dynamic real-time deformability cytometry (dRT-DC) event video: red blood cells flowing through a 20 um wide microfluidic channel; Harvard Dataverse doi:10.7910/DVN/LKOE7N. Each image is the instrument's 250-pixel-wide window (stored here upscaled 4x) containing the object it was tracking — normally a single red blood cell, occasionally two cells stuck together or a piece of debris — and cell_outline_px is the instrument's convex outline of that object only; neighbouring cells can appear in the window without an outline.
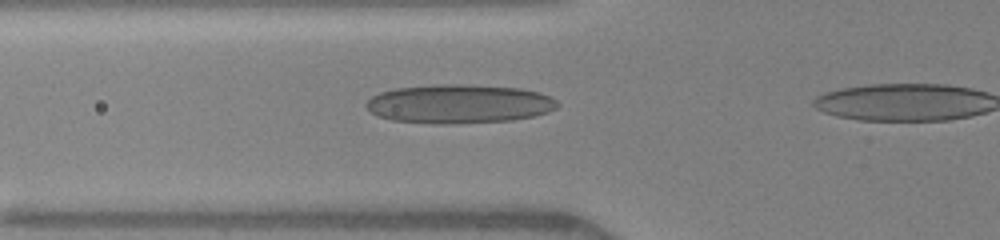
{"species": "human", "species_latin": "Homo sapiens", "temperature_condition": "warm", "stored_images_in_passage": 36, "camera_frame_rate_fps": 3000, "um_per_image_px": 0.085, "donor": {"sex": "female"}, "frame": {"image": 1, "passage_image": 11, "time_ms": 3.333, "image_size_px": [1000, 240], "cell_outline_px": [[560, 104], [556, 108], [548, 112], [532, 116], [512, 120], [448, 124], [436, 124], [392, 120], [380, 116], [372, 112], [364, 104], [372, 96], [380, 92], [396, 88], [432, 84], [464, 84], [520, 88], [540, 92], [556, 100]], "centroid_in_image_um": [39.02, 8.82], "position_along_channel_um": 86.8, "area_um2": 43.41}}
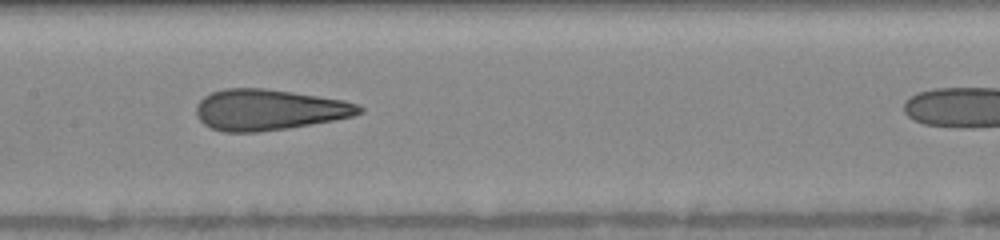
{"frame": {"image": 2, "passage_image": 18, "time_ms": 5.667, "image_size_px": [1000, 240], "cell_outline_px": [[364, 112], [352, 116], [332, 120], [288, 128], [260, 132], [224, 132], [212, 128], [204, 124], [196, 116], [196, 104], [204, 96], [212, 92], [224, 88], [264, 88], [292, 92], [344, 100], [356, 104], [364, 108]], "centroid_in_image_um": [22.82, 9.33], "position_along_channel_um": 184.6, "area_um2": 38.78}}
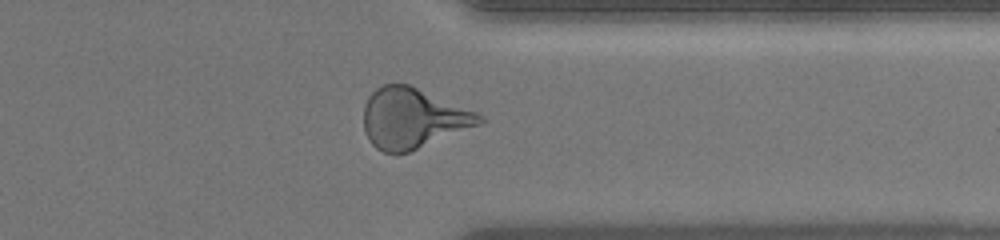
{"frame": {"image": 3, "passage_image": 32, "time_ms": 10.333, "image_size_px": [1000, 240], "cell_outline_px": [[484, 120], [480, 124], [408, 152], [384, 152], [376, 148], [368, 140], [364, 128], [364, 104], [368, 96], [376, 88], [384, 84], [408, 84], [476, 112], [484, 116]], "centroid_in_image_um": [35.05, 10.04], "position_along_channel_um": 376.3, "area_um2": 40.06}, "authors_computed_cell_mechanics": {"area_um2": 39.1306, "velocity_mm_per_s": 4.1373, "shape_relaxation_time_tau1_ms": 7.747, "shape_relaxation_time_tau2_ms": 1.0323, "deformation_change_tau1": 0.2616, "deformation_change_tau2": 0.1071}}